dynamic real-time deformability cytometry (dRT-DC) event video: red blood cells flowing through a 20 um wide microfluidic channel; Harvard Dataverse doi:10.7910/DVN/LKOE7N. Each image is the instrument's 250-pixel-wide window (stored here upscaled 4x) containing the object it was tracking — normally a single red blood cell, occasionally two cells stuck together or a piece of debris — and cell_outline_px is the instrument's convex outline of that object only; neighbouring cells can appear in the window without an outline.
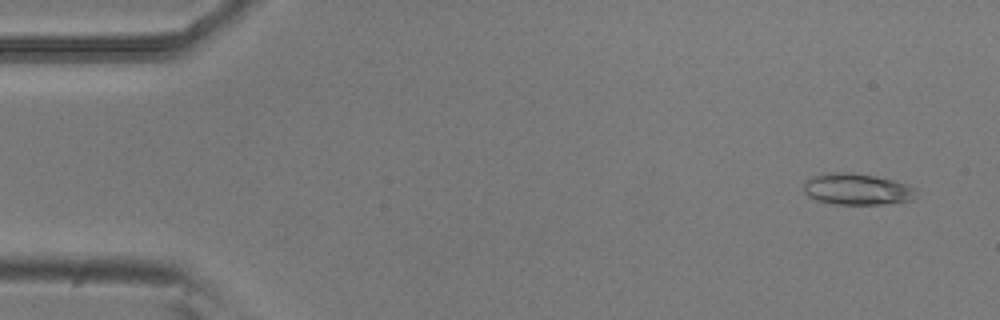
{"species": "common noctule bat (a hibernating species)", "species_latin": "Nyctalus noctula", "temperature_condition": "room temperature", "stored_images_in_passage": 9, "camera_frame_rate_fps": 3000, "um_per_image_px": 0.085, "animal": {"sex": "male", "body_mass_g": 20.5, "forearm_length_mm": 52.5}, "frame": {"image": 1, "passage_image": 3, "time_ms": 0.667, "image_size_px": [1000, 320], "cell_outline_px": [[916, 188], [912, 200], [884, 204], [832, 204], [816, 200], [808, 196], [804, 192], [804, 180], [812, 176], [840, 172], [872, 176], [892, 180], [908, 184]], "centroid_in_image_um": [72.82, 16.1], "position_along_channel_um": 12.2, "area_um2": 20.29}}